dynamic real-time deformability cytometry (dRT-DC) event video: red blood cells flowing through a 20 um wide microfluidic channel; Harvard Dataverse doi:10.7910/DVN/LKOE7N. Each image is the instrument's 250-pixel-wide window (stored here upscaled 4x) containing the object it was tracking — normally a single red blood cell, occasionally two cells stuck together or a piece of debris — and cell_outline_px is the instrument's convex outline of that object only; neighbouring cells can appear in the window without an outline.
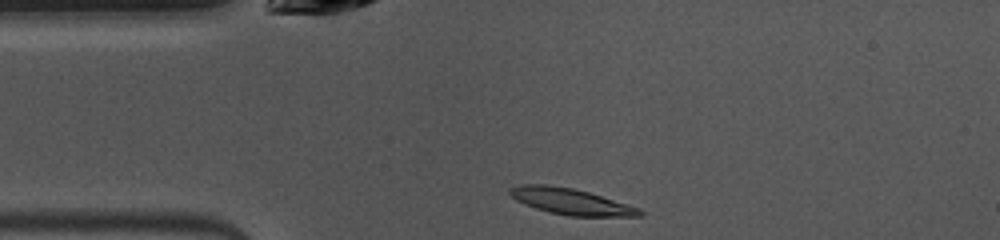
{"species": "common noctule bat (a hibernating species)", "species_latin": "Nyctalus noctula", "temperature_condition": "warm", "stored_images_in_passage": 40, "camera_frame_rate_fps": 3000, "um_per_image_px": 0.085, "animal": {"sex": "female", "body_mass_g": 10.0, "forearm_length_mm": 53.1}, "frame": {"image": 1, "passage_image": 1, "time_ms": 0.0, "image_size_px": [1000, 240], "cell_outline_px": [[644, 216], [568, 216], [548, 212], [524, 204], [516, 200], [508, 192], [508, 188], [520, 184], [544, 184], [572, 188], [588, 192], [640, 208], [644, 212]], "centroid_in_image_um": [48.5, 17.13], "position_along_channel_um": 36.5, "area_um2": 19.77}}
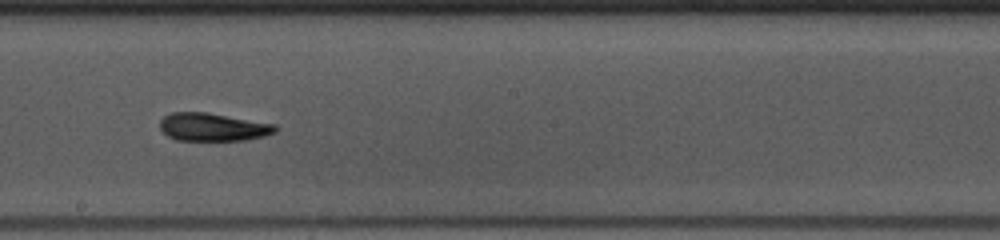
{"frame": {"image": 2, "passage_image": 17, "time_ms": 5.333, "image_size_px": [1000, 240], "cell_outline_px": [[276, 132], [264, 136], [248, 140], [176, 140], [168, 136], [160, 128], [160, 120], [164, 116], [172, 112], [208, 112], [276, 124]], "centroid_in_image_um": [18.1, 10.79], "position_along_channel_um": 230.1, "area_um2": 18.9}}
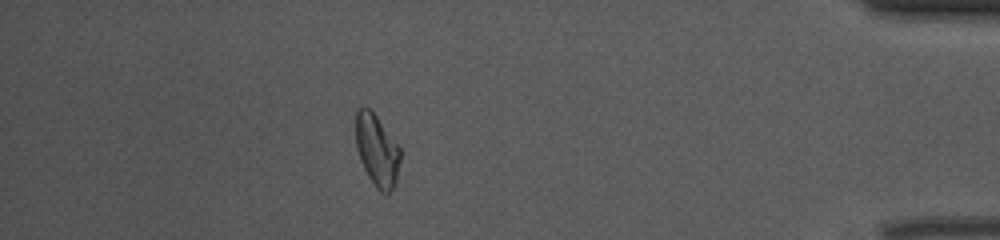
{"frame": {"image": 3, "passage_image": 34, "time_ms": 11.0, "image_size_px": [1000, 240], "cell_outline_px": [[400, 160], [396, 184], [388, 192], [380, 192], [376, 188], [368, 176], [360, 160], [356, 144], [356, 108], [360, 104], [364, 104], [372, 108], [400, 148]], "centroid_in_image_um": [32.02, 12.69], "position_along_channel_um": 403.2, "area_um2": 18.96}, "authors_computed_cell_mechanics": {"area_um2": 19.074, "velocity_mm_per_s": 3.9798, "shape_relaxation_time_tau1_ms": 3.5168, "shape_relaxation_time_tau2_ms": 4.4992, "deformation_change_tau1": 0.132, "deformation_change_tau2": 0.1182}}